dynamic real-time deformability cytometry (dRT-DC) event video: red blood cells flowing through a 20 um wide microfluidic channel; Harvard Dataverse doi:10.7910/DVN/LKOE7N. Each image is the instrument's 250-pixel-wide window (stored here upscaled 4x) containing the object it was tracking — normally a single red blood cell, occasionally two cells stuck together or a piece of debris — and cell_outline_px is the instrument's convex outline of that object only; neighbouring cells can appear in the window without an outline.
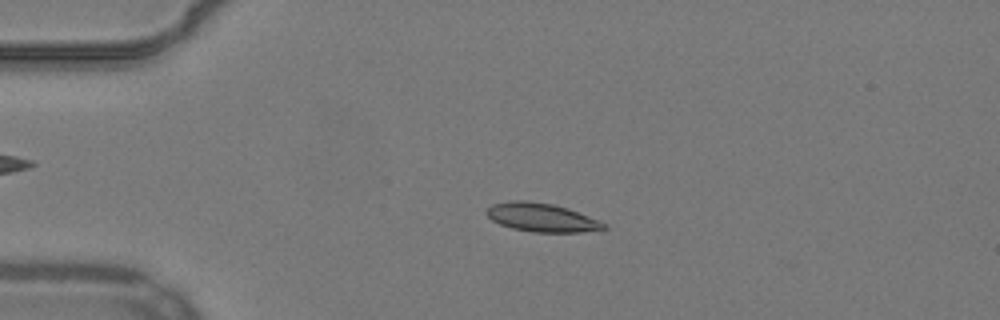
{"species": "common noctule bat (a hibernating species)", "species_latin": "Nyctalus noctula", "temperature_condition": "warm", "stored_images_in_passage": 53, "camera_frame_rate_fps": 3000, "um_per_image_px": 0.085, "animal": {"sex": "male", "body_mass_g": 19.2, "forearm_length_mm": 51.8}, "frame": {"image": 1, "passage_image": 12, "time_ms": 3.667, "image_size_px": [1000, 320], "cell_outline_px": [[608, 228], [580, 232], [532, 232], [512, 228], [500, 224], [492, 220], [484, 212], [492, 204], [512, 200], [528, 200], [552, 204], [568, 208], [596, 220], [604, 224]], "centroid_in_image_um": [45.97, 18.47], "position_along_channel_um": 39.0, "area_um2": 19.31}}
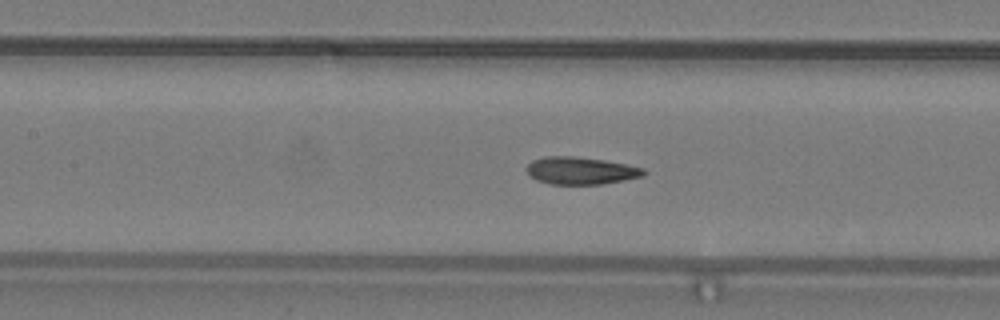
{"frame": {"image": 2, "passage_image": 24, "time_ms": 7.667, "image_size_px": [1000, 320], "cell_outline_px": [[648, 172], [644, 176], [600, 184], [552, 184], [536, 180], [528, 172], [528, 164], [532, 160], [544, 156], [572, 156], [604, 160], [628, 164], [644, 168]], "centroid_in_image_um": [49.41, 14.5], "position_along_channel_um": 158.0, "area_um2": 18.61}}
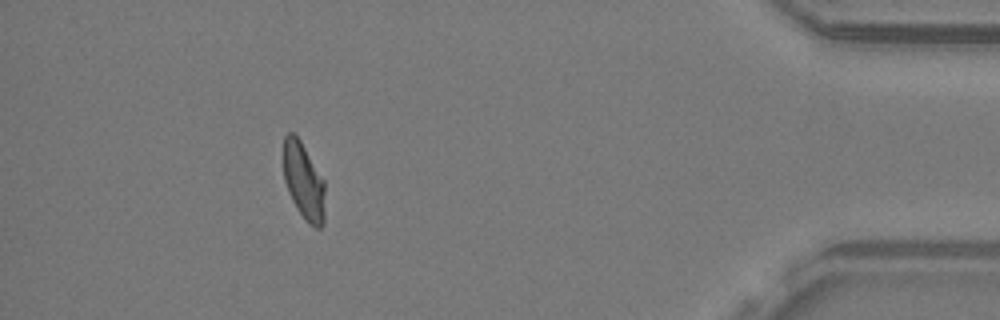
{"frame": {"image": 3, "passage_image": 48, "time_ms": 15.667, "image_size_px": [1000, 320], "cell_outline_px": [[324, 224], [320, 228], [316, 228], [308, 224], [304, 220], [296, 208], [288, 192], [284, 180], [284, 136], [288, 132], [292, 132], [300, 140], [324, 180]], "centroid_in_image_um": [25.81, 15.44], "position_along_channel_um": 409.4, "area_um2": 18.61}, "authors_computed_cell_mechanics": {"area_um2": 18.9006, "velocity_mm_per_s": 3.8387, "shape_relaxation_time_tau1_ms": 5.0522, "shape_relaxation_time_tau2_ms": 2.0908, "deformation_change_tau1": 0.1632, "deformation_change_tau2": 0.0586}}